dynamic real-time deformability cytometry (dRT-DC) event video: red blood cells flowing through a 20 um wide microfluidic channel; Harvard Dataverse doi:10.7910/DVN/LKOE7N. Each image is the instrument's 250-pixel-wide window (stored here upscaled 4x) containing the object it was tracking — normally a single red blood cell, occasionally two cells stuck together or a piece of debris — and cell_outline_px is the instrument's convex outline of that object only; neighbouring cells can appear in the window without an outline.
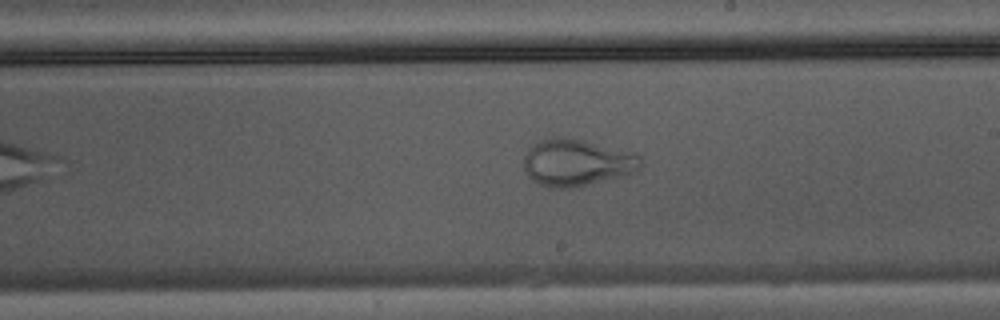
{"species": "Egyptian fruit bat (a non-hibernating species)", "species_latin": "Rousettus aegyptiacus", "temperature_condition": "warm", "stored_images_in_passage": 31, "camera_frame_rate_fps": 3000, "um_per_image_px": 0.085, "animal": {"sex": "male"}, "frame": {"image": 1, "passage_image": 13, "time_ms": 4.0, "image_size_px": [1000, 320], "cell_outline_px": [[640, 168], [624, 176], [572, 188], [552, 188], [540, 184], [532, 180], [524, 172], [524, 156], [528, 148], [532, 144], [540, 140], [552, 136], [572, 136], [636, 152], [640, 156]], "centroid_in_image_um": [49.02, 13.78], "position_along_channel_um": 240.0, "area_um2": 32.77}}